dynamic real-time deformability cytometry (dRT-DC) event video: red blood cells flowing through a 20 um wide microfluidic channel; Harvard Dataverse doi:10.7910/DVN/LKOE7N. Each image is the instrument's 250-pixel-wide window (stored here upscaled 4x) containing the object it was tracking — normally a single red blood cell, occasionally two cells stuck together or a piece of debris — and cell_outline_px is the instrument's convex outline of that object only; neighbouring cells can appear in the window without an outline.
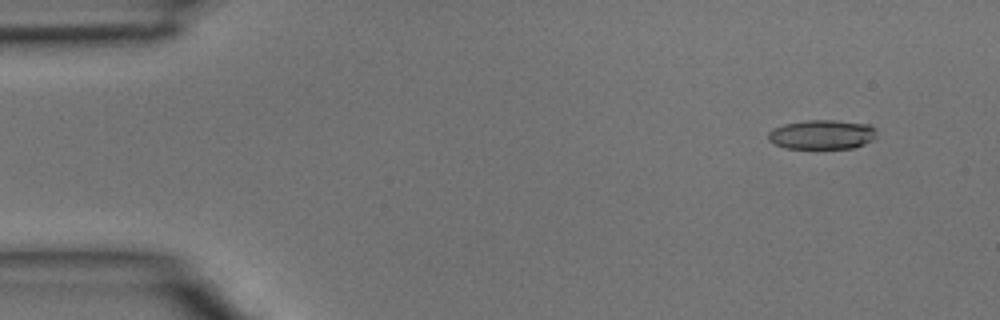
{"species": "common noctule bat (a hibernating species)", "species_latin": "Nyctalus noctula", "temperature_condition": "room temperature", "stored_images_in_passage": 4, "segment_of_instrument_passage": [1, 2], "camera_frame_rate_fps": 3000, "um_per_image_px": 0.085, "animal": {"sex": "male", "body_mass_g": 15.6}, "frame": {"image": 1, "passage_image": 1, "time_ms": 0.0, "image_size_px": [1000, 320], "cell_outline_px": [[876, 136], [872, 140], [864, 144], [852, 148], [784, 148], [772, 144], [768, 140], [768, 132], [772, 128], [784, 124], [804, 120], [836, 120], [872, 124], [876, 128]], "centroid_in_image_um": [69.86, 11.42], "position_along_channel_um": 15.1, "area_um2": 18.9}}